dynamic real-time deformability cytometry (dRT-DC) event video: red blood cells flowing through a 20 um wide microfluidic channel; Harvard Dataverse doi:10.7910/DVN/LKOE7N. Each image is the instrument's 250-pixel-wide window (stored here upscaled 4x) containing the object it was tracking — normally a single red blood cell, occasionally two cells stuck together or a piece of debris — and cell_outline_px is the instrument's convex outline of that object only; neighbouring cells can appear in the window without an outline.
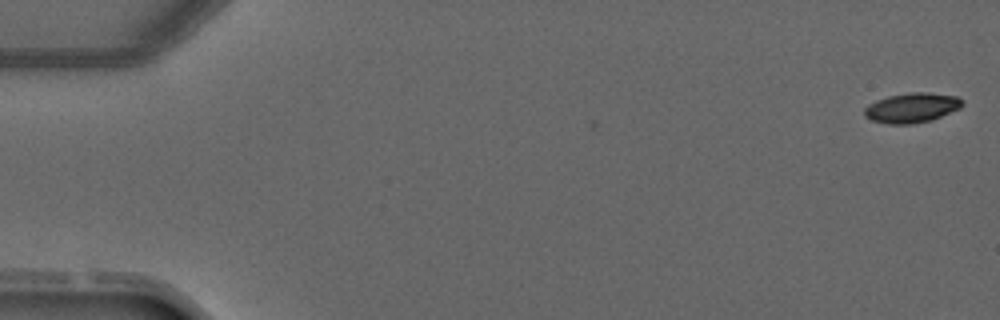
{"species": "common noctule bat (a hibernating species)", "species_latin": "Nyctalus noctula", "temperature_condition": "warm", "stored_images_in_passage": 4, "camera_frame_rate_fps": 3000, "um_per_image_px": 0.085, "animal": {"sex": "male", "forearm_length_mm": 52.5}, "frame": {"image": 1, "passage_image": 1, "time_ms": 0.0, "image_size_px": [1000, 320], "cell_outline_px": [[964, 104], [960, 108], [932, 120], [912, 124], [888, 124], [872, 120], [864, 116], [864, 108], [868, 104], [876, 100], [888, 96], [912, 92], [928, 92], [956, 96]], "centroid_in_image_um": [77.48, 9.16], "position_along_channel_um": 7.5, "area_um2": 16.99}}